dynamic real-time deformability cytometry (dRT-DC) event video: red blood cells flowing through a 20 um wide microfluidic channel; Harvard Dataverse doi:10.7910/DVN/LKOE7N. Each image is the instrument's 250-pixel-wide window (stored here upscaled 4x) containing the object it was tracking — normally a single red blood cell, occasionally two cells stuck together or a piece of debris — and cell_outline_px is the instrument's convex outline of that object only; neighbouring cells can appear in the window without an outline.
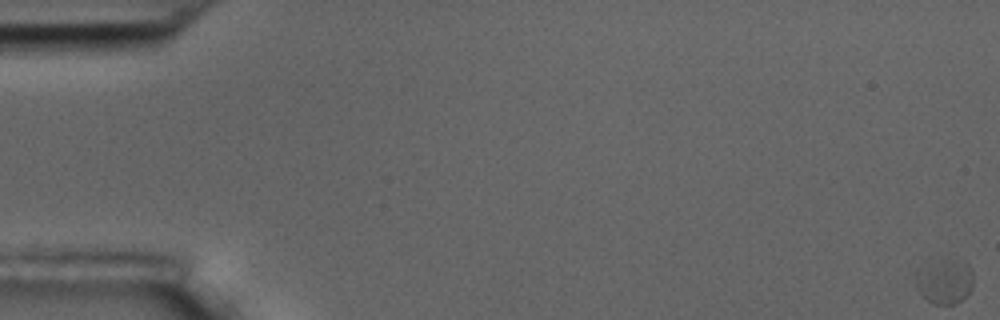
{"species": "common noctule bat (a hibernating species)", "species_latin": "Nyctalus noctula", "temperature_condition": "room temperature", "stored_images_in_passage": 60, "camera_frame_rate_fps": 3000, "um_per_image_px": 0.085, "animal": {"sex": "male", "body_mass_g": 17.5, "forearm_length_mm": 52.3}, "frame": {"image": 1, "passage_image": 1, "time_ms": 0.0, "image_size_px": [1000, 320], "cell_outline_px": [[972, 288], [960, 300], [952, 304], [936, 304], [928, 300], [916, 288], [916, 268], [928, 256], [964, 260], [972, 268]], "centroid_in_image_um": [80.22, 23.77], "position_along_channel_um": 4.8, "area_um2": 15.95}}
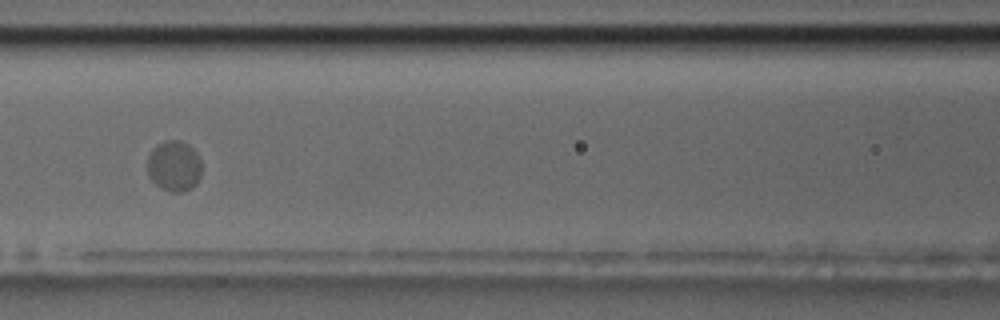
{"frame": {"image": 2, "passage_image": 27, "time_ms": 8.667, "image_size_px": [1000, 320], "cell_outline_px": [[200, 176], [196, 184], [192, 188], [184, 192], [168, 192], [160, 188], [148, 176], [148, 152], [152, 148], [164, 140], [180, 140], [188, 144], [200, 156]], "centroid_in_image_um": [14.79, 14.11], "position_along_channel_um": 151.8, "area_um2": 16.3}}
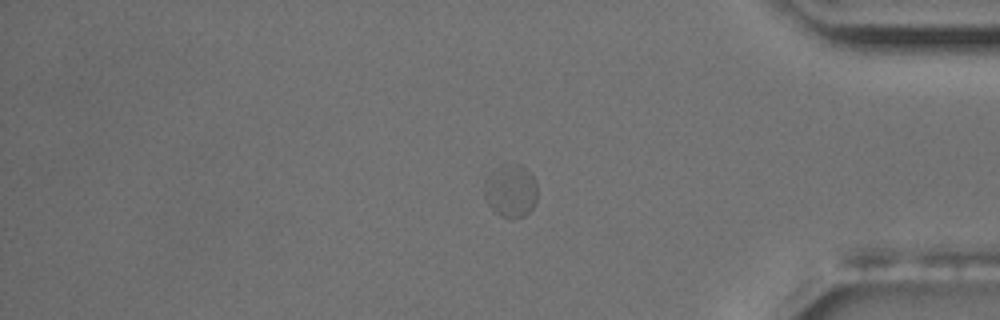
{"frame": {"image": 3, "passage_image": 49, "time_ms": 16.0, "image_size_px": [1000, 320], "cell_outline_px": [[536, 204], [524, 216], [500, 216], [484, 200], [484, 188], [500, 168], [512, 164], [520, 164], [536, 180]], "centroid_in_image_um": [43.47, 16.27], "position_along_channel_um": 391.7, "area_um2": 15.37}}